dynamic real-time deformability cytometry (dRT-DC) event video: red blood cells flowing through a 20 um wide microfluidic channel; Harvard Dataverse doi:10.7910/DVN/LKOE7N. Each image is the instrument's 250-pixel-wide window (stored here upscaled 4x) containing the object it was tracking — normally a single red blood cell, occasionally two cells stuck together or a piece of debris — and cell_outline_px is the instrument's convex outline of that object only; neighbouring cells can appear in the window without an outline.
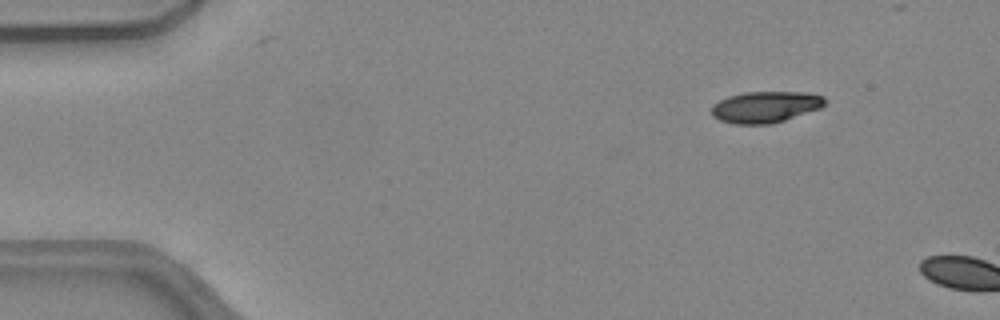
{"species": "common noctule bat (a hibernating species)", "species_latin": "Nyctalus noctula", "temperature_condition": "warm", "stored_images_in_passage": 9, "camera_frame_rate_fps": 3000, "um_per_image_px": 0.085, "animal": {"sex": "female", "body_mass_g": 24.6, "forearm_length_mm": 56.2}, "frame": {"image": 1, "passage_image": 7, "time_ms": 2.0, "image_size_px": [1000, 320], "cell_outline_px": [[828, 100], [820, 108], [772, 124], [736, 124], [720, 120], [712, 116], [712, 108], [720, 100], [728, 96], [744, 92], [808, 92], [824, 96]], "centroid_in_image_um": [65.09, 9.08], "position_along_channel_um": 19.9, "area_um2": 20.63}}